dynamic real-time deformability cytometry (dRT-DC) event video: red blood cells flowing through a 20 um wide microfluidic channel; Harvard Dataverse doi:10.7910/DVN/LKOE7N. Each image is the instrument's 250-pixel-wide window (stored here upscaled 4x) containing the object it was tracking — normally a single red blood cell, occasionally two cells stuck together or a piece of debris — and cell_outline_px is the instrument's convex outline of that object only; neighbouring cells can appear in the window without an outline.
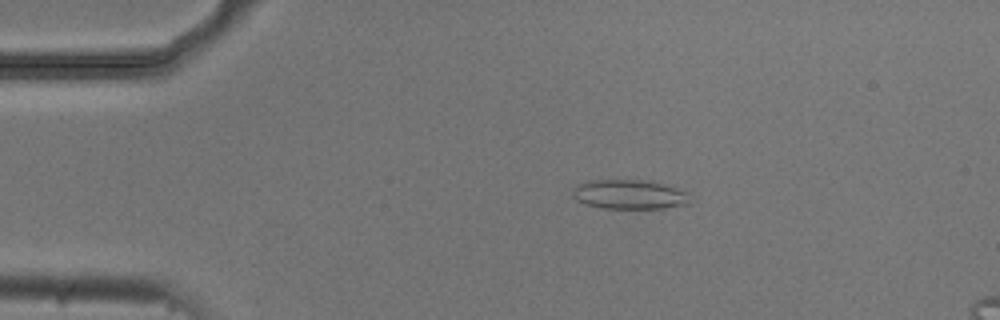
{"species": "common noctule bat (a hibernating species)", "species_latin": "Nyctalus noctula", "temperature_condition": "cold", "stored_images_in_passage": 4, "camera_frame_rate_fps": 3000, "um_per_image_px": 0.085, "animal": {"sex": "male", "body_mass_g": 20.5, "forearm_length_mm": 52.5}, "frame": {"image": 1, "passage_image": 2, "time_ms": 0.333, "image_size_px": [1000, 320], "cell_outline_px": [[688, 204], [664, 208], [604, 208], [584, 204], [576, 200], [572, 196], [572, 192], [580, 184], [588, 180], [652, 180], [668, 184], [688, 192]], "centroid_in_image_um": [53.52, 16.51], "position_along_channel_um": 31.5, "area_um2": 20.23}}